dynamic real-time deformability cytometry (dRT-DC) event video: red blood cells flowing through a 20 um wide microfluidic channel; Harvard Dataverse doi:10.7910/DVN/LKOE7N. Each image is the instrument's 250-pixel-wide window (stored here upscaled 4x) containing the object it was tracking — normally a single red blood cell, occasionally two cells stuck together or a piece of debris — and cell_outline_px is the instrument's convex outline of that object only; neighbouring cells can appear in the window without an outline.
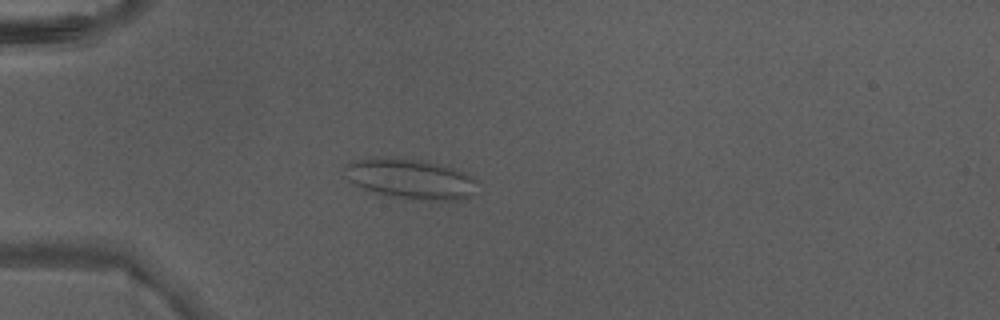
{"species": "Egyptian fruit bat (a non-hibernating species)", "species_latin": "Rousettus aegyptiacus", "temperature_condition": "warm", "stored_images_in_passage": 5, "camera_frame_rate_fps": 3000, "um_per_image_px": 0.085, "animal": {"sex": "male"}, "frame": {"image": 1, "passage_image": 4, "time_ms": 1.0, "image_size_px": [1000, 320], "cell_outline_px": [[476, 180], [472, 196], [464, 200], [428, 200], [388, 196], [372, 192], [348, 180], [344, 176], [344, 164], [352, 160], [368, 156], [392, 156], [424, 160], [440, 164], [452, 168], [472, 176]], "centroid_in_image_um": [34.81, 15.16], "position_along_channel_um": 50.2, "area_um2": 31.62}}